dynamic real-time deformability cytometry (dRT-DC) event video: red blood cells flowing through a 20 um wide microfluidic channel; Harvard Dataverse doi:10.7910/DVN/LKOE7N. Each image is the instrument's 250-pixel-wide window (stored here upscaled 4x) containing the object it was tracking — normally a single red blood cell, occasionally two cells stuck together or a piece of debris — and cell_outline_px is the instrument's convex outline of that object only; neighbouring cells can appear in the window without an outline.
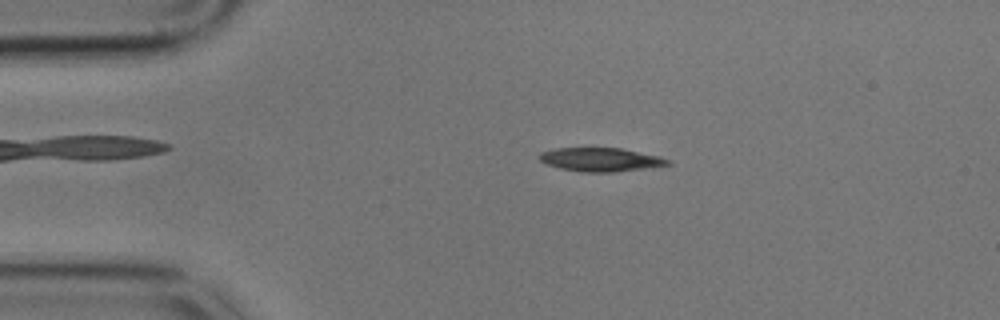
{"species": "common noctule bat (a hibernating species)", "species_latin": "Nyctalus noctula", "temperature_condition": "cold", "stored_images_in_passage": 59, "camera_frame_rate_fps": 3000, "um_per_image_px": 0.085, "animal": {"sex": "male", "body_mass_g": 17.9}, "frame": {"image": 1, "passage_image": 12, "time_ms": 3.667, "image_size_px": [1000, 320], "cell_outline_px": [[672, 164], [648, 168], [612, 172], [580, 172], [560, 168], [544, 164], [536, 156], [540, 152], [556, 148], [620, 148], [660, 156], [672, 160]], "centroid_in_image_um": [51.04, 13.57], "position_along_channel_um": 34.0, "area_um2": 17.92}}
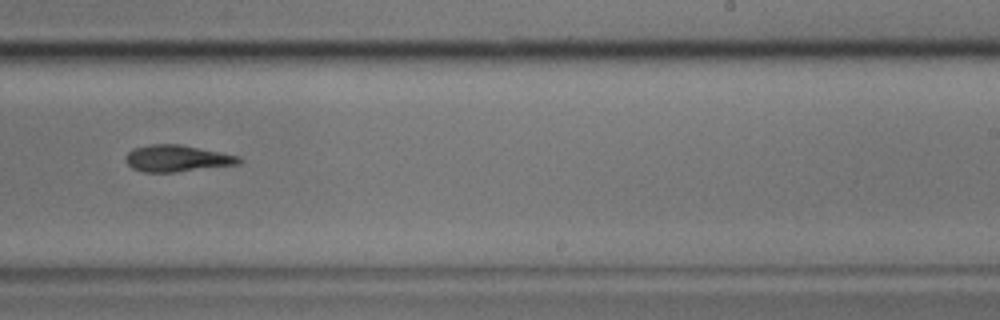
{"frame": {"image": 2, "passage_image": 37, "time_ms": 12.0, "image_size_px": [1000, 320], "cell_outline_px": [[244, 160], [240, 164], [176, 172], [144, 172], [132, 168], [124, 160], [124, 156], [132, 148], [148, 144], [180, 144], [240, 156]], "centroid_in_image_um": [15.04, 13.46], "position_along_channel_um": 274.0, "area_um2": 17.8}}
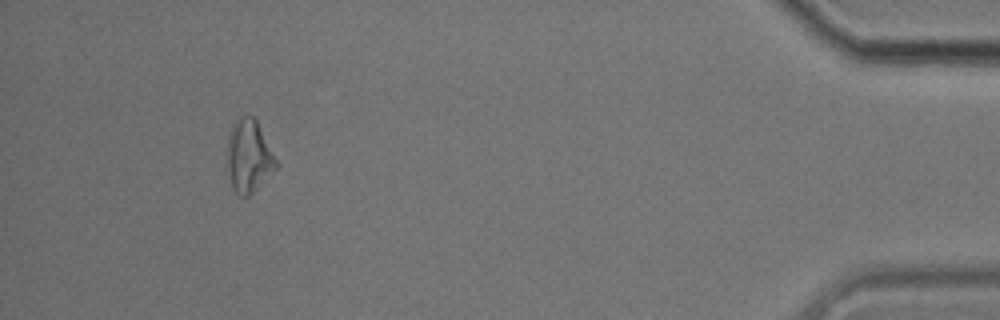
{"frame": {"image": 3, "passage_image": 55, "time_ms": 18.0, "image_size_px": [1000, 320], "cell_outline_px": [[280, 164], [248, 196], [240, 196], [232, 188], [224, 156], [228, 136], [232, 124], [236, 116], [252, 116], [256, 120]], "centroid_in_image_um": [21.1, 13.24], "position_along_channel_um": 414.1, "area_um2": 21.1}, "authors_computed_cell_mechanics": {"area_um2": 18.2648, "velocity_mm_per_s": 3.4038, "shape_relaxation_time_tau1_ms": 3.2604, "shape_relaxation_time_tau2_ms": 3.949, "deformation_change_tau1": 0.0986, "deformation_change_tau2": 0.1112}}